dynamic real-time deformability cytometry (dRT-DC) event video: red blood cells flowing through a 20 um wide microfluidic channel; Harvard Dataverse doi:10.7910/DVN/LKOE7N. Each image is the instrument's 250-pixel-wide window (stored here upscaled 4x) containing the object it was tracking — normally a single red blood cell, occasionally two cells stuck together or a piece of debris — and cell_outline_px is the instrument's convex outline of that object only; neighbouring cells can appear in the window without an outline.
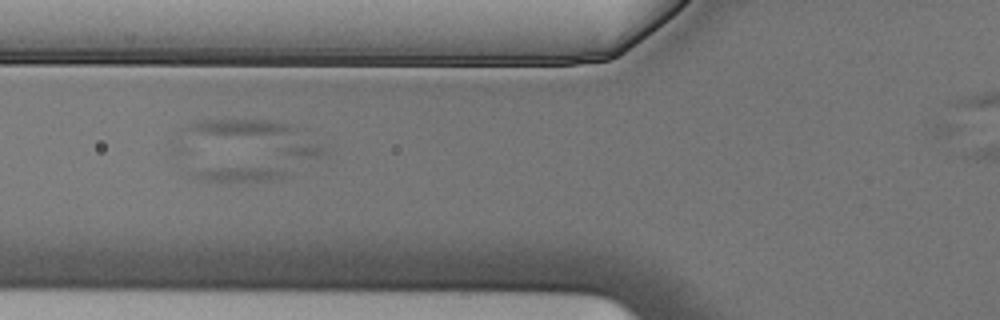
{"species": "Egyptian fruit bat (a non-hibernating species)", "species_latin": "Rousettus aegyptiacus", "temperature_condition": "cold", "stored_images_in_passage": 13, "camera_frame_rate_fps": 3000, "um_per_image_px": 0.085, "animal": {"sex": "male"}, "frame": {"image": 1, "passage_image": 4, "time_ms": 1.0, "image_size_px": [1000, 320], "cell_outline_px": [[288, 176], [276, 180], [204, 180], [180, 168], [172, 156], [172, 148], [180, 144], [284, 172]], "centroid_in_image_um": [18.75, 14.13], "position_along_channel_um": 107.1, "area_um2": 16.42}}